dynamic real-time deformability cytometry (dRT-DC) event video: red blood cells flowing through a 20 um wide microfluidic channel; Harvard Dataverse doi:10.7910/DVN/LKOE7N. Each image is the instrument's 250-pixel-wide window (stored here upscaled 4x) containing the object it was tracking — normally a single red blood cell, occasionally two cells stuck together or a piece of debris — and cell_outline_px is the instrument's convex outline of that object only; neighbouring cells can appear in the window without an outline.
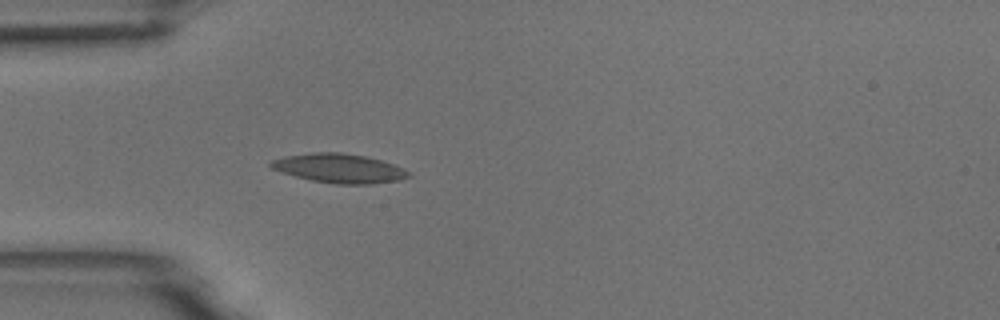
{"species": "common noctule bat (a hibernating species)", "species_latin": "Nyctalus noctula", "temperature_condition": "room temperature", "stored_images_in_passage": 4, "camera_frame_rate_fps": 3000, "um_per_image_px": 0.085, "animal": {"sex": "male", "body_mass_g": 18.8}, "frame": {"image": 1, "passage_image": 4, "time_ms": 1.0, "image_size_px": [1000, 320], "cell_outline_px": [[412, 176], [400, 180], [372, 184], [336, 184], [312, 180], [296, 176], [272, 168], [268, 164], [268, 160], [284, 156], [312, 152], [340, 152], [368, 156], [404, 168]], "centroid_in_image_um": [28.83, 14.29], "position_along_channel_um": 56.2, "area_um2": 23.47}}